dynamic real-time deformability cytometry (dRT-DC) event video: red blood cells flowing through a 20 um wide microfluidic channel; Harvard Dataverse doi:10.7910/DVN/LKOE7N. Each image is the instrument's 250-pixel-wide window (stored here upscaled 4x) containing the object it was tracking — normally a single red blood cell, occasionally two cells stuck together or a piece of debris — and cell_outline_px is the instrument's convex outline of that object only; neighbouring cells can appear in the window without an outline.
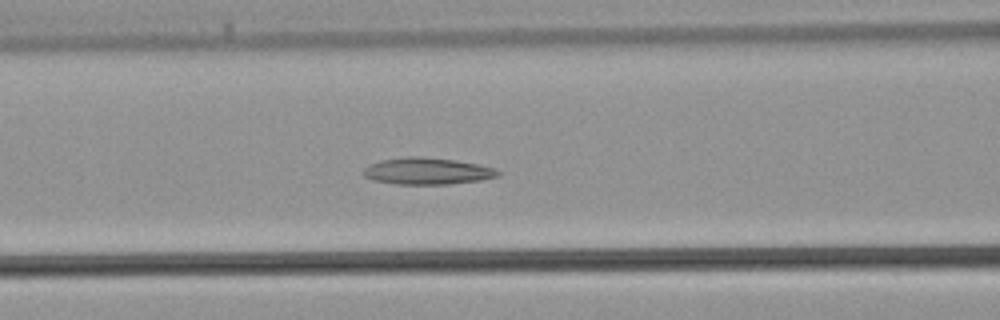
{"species": "common noctule bat (a hibernating species)", "species_latin": "Nyctalus noctula", "temperature_condition": "warm", "stored_images_in_passage": 34, "camera_frame_rate_fps": 3000, "um_per_image_px": 0.085, "animal": {"sex": "male", "body_mass_g": 21.5, "forearm_length_mm": 52.0}, "frame": {"image": 1, "passage_image": 8, "time_ms": 2.333, "image_size_px": [1000, 320], "cell_outline_px": [[500, 176], [480, 180], [448, 184], [396, 184], [372, 180], [364, 176], [364, 168], [368, 164], [380, 160], [408, 156], [416, 156], [456, 160], [496, 168], [500, 172]], "centroid_in_image_um": [36.3, 14.54], "position_along_channel_um": 130.3, "area_um2": 20.98}}
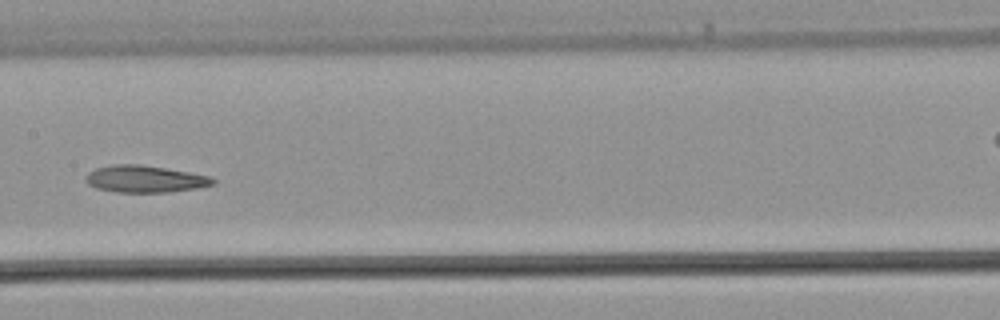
{"frame": {"image": 2, "passage_image": 12, "time_ms": 3.667, "image_size_px": [1000, 320], "cell_outline_px": [[216, 184], [196, 188], [168, 192], [116, 192], [96, 188], [88, 184], [88, 172], [96, 168], [112, 164], [140, 164], [188, 172], [208, 176], [216, 180]], "centroid_in_image_um": [12.33, 15.21], "position_along_channel_um": 195.1, "area_um2": 19.77}}
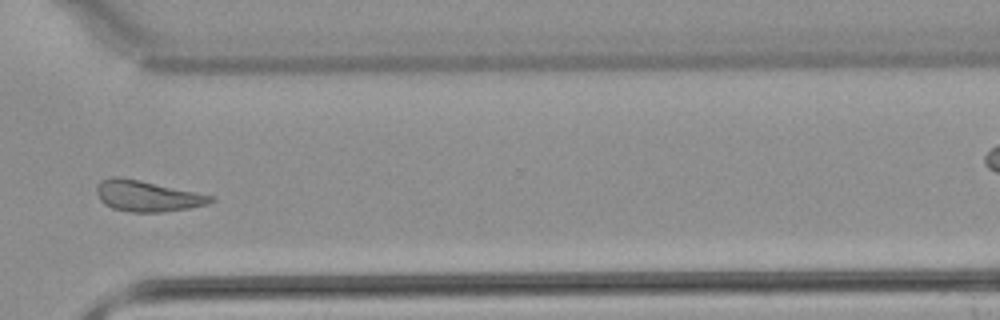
{"frame": {"image": 3, "passage_image": 22, "time_ms": 7.0, "image_size_px": [1000, 320], "cell_outline_px": [[216, 200], [208, 204], [188, 208], [164, 212], [132, 212], [112, 208], [104, 204], [100, 200], [96, 192], [96, 188], [104, 180], [112, 176], [120, 176], [216, 196]], "centroid_in_image_um": [12.55, 16.67], "position_along_channel_um": 358.0, "area_um2": 20.52}}